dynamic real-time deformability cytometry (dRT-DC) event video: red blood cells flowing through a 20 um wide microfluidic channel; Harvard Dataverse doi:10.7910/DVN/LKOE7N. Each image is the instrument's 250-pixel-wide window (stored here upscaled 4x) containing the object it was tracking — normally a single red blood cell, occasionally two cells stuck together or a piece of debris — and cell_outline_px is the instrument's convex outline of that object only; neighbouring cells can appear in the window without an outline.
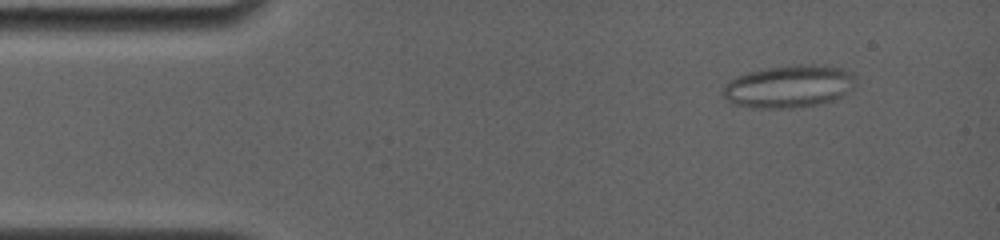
{"species": "common noctule bat (a hibernating species)", "species_latin": "Nyctalus noctula", "temperature_condition": "room temperature", "stored_images_in_passage": 47, "camera_frame_rate_fps": 4000, "um_per_image_px": 0.085, "animal": {"sex": "female", "body_mass_g": 19.0, "forearm_length_mm": 56.7}, "frame": {"image": 1, "passage_image": 5, "time_ms": 1.25, "image_size_px": [1000, 240], "cell_outline_px": [[856, 76], [852, 88], [844, 96], [832, 100], [816, 104], [792, 108], [756, 108], [732, 104], [720, 92], [724, 84], [736, 76], [748, 72], [768, 68], [800, 64], [824, 64], [840, 68]], "centroid_in_image_um": [67.03, 7.34], "position_along_channel_um": 18.0, "area_um2": 33.0}}
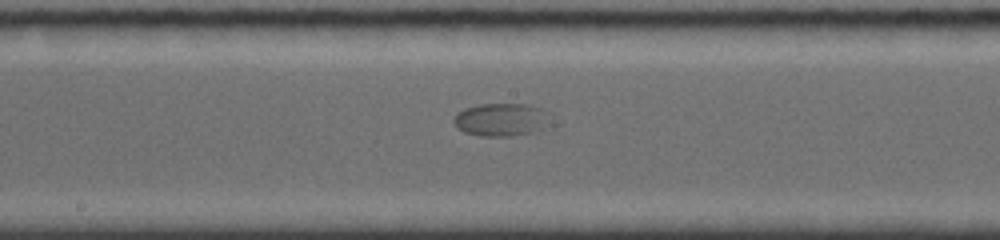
{"frame": {"image": 2, "passage_image": 26, "time_ms": 8.5, "image_size_px": [1000, 240], "cell_outline_px": [[560, 124], [536, 132], [512, 136], [480, 136], [464, 132], [452, 120], [456, 112], [464, 108], [480, 104], [528, 104], [552, 112]], "centroid_in_image_um": [42.83, 10.17], "position_along_channel_um": 205.4, "area_um2": 19.71}}
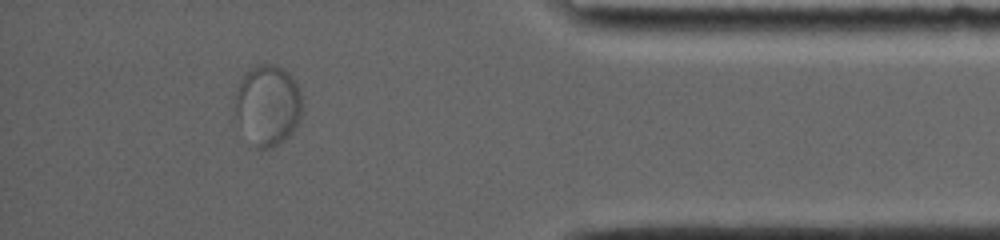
{"frame": {"image": 3, "passage_image": 42, "time_ms": 14.75, "image_size_px": [1000, 240], "cell_outline_px": [[300, 116], [296, 128], [284, 140], [272, 148], [256, 148], [232, 120], [232, 104], [236, 88], [244, 72], [256, 64], [272, 64], [284, 68], [288, 72], [296, 84], [300, 92]], "centroid_in_image_um": [22.65, 8.94], "position_along_channel_um": 412.6, "area_um2": 32.48}}